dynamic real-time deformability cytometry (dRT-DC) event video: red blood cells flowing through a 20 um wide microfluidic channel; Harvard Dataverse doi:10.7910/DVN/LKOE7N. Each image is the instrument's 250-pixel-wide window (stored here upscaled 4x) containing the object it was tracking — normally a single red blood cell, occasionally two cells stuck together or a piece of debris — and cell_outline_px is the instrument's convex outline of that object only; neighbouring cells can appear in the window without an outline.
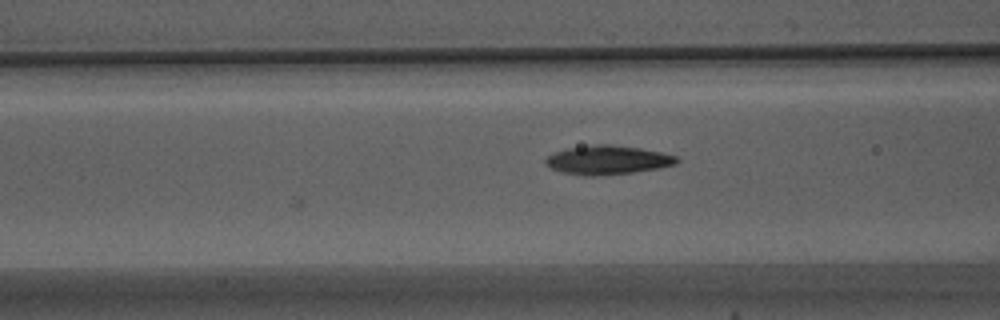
{"species": "Egyptian fruit bat (a non-hibernating species)", "species_latin": "Rousettus aegyptiacus", "temperature_condition": "warm", "stored_images_in_passage": 4, "camera_frame_rate_fps": 3000, "um_per_image_px": 0.085, "animal": {"sex": "male"}, "frame": {"image": 1, "passage_image": 4, "time_ms": 1.0, "image_size_px": [1000, 320], "cell_outline_px": [[680, 160], [676, 164], [656, 168], [632, 172], [596, 176], [584, 176], [560, 172], [544, 164], [544, 160], [548, 156], [556, 152], [568, 148], [596, 144], [608, 144], [640, 148], [660, 152], [676, 156]], "centroid_in_image_um": [51.61, 13.6], "position_along_channel_um": 115.0, "area_um2": 21.96}}